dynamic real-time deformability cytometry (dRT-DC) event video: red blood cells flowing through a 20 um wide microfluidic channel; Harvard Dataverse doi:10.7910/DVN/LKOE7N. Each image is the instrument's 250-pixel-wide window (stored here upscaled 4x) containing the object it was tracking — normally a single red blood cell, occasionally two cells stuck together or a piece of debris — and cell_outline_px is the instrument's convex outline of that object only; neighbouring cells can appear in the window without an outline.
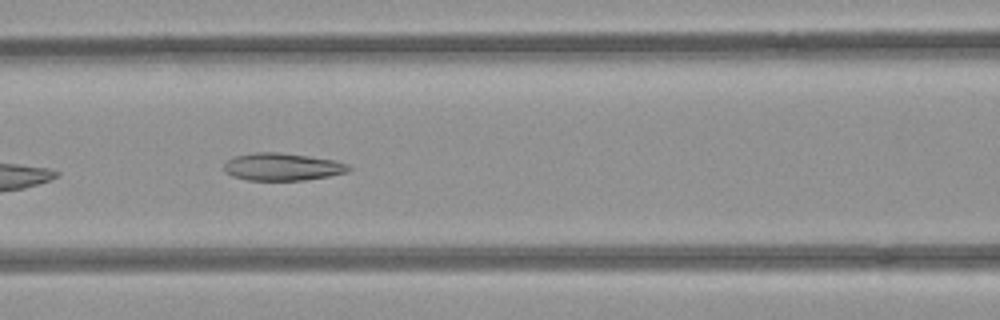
{"species": "common noctule bat (a hibernating species)", "species_latin": "Nyctalus noctula", "temperature_condition": "room temperature", "stored_images_in_passage": 26, "camera_frame_rate_fps": 3000, "um_per_image_px": 0.085, "animal": {"sex": "female", "body_mass_g": 21.9}, "frame": {"image": 1, "passage_image": 7, "time_ms": 2.0, "image_size_px": [1000, 320], "cell_outline_px": [[352, 168], [348, 172], [328, 176], [304, 180], [248, 180], [232, 176], [224, 172], [224, 164], [228, 160], [236, 156], [252, 152], [280, 152], [336, 160], [348, 164]], "centroid_in_image_um": [24.0, 14.17], "position_along_channel_um": 142.6, "area_um2": 20.06}}
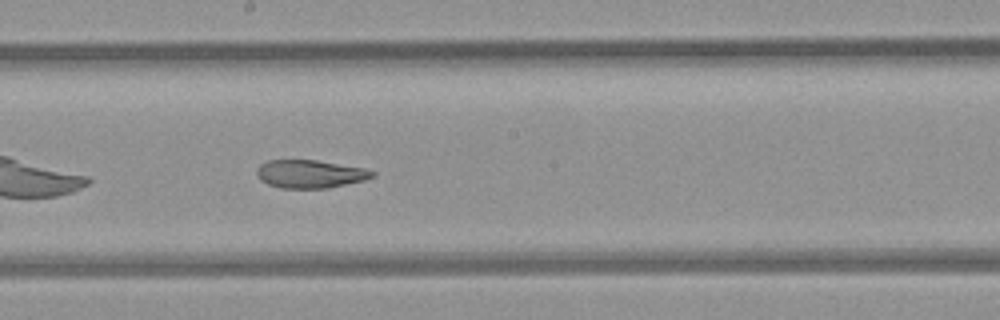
{"frame": {"image": 2, "passage_image": 13, "time_ms": 4.0, "image_size_px": [1000, 320], "cell_outline_px": [[376, 176], [364, 180], [328, 188], [280, 188], [268, 184], [260, 180], [256, 172], [256, 168], [260, 164], [268, 160], [316, 160], [364, 168], [376, 172]], "centroid_in_image_um": [26.35, 14.78], "position_along_channel_um": 221.9, "area_um2": 18.96}}
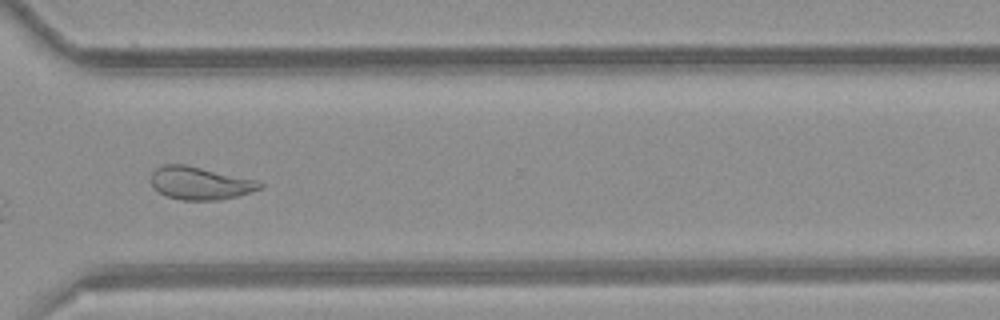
{"frame": {"image": 3, "passage_image": 23, "time_ms": 7.333, "image_size_px": [1000, 320], "cell_outline_px": [[264, 184], [260, 188], [236, 196], [220, 200], [180, 200], [168, 196], [160, 192], [152, 184], [152, 172], [160, 164], [184, 164], [256, 180]], "centroid_in_image_um": [16.98, 15.56], "position_along_channel_um": 353.6, "area_um2": 20.46}}